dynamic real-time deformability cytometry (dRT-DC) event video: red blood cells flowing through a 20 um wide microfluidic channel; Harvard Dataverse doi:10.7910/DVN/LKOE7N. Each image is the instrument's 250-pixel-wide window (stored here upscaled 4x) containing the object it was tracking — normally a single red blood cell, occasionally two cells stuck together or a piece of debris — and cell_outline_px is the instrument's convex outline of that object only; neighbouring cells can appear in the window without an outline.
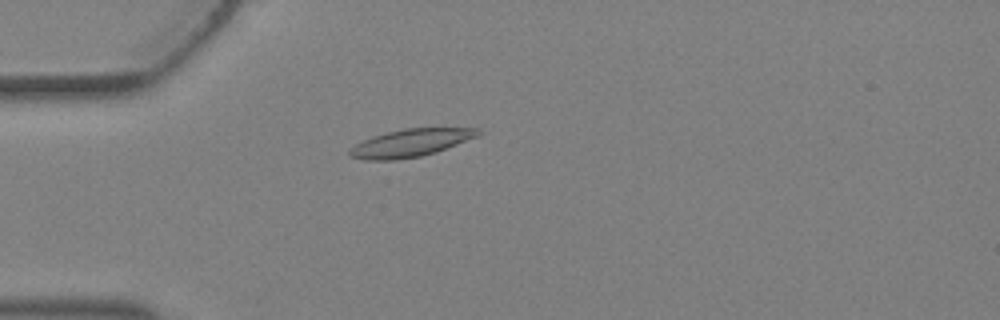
{"species": "Egyptian fruit bat (a non-hibernating species)", "species_latin": "Rousettus aegyptiacus", "temperature_condition": "warm", "stored_images_in_passage": 2, "camera_frame_rate_fps": 3000, "um_per_image_px": 0.085, "animal": {"sex": "female"}, "frame": {"image": 1, "passage_image": 2, "time_ms": 0.333, "image_size_px": [1000, 320], "cell_outline_px": [[480, 136], [436, 152], [420, 156], [392, 160], [364, 160], [352, 156], [348, 152], [356, 144], [372, 136], [404, 128], [476, 128], [480, 132]], "centroid_in_image_um": [34.93, 12.14], "position_along_channel_um": 50.1, "area_um2": 20.46}}